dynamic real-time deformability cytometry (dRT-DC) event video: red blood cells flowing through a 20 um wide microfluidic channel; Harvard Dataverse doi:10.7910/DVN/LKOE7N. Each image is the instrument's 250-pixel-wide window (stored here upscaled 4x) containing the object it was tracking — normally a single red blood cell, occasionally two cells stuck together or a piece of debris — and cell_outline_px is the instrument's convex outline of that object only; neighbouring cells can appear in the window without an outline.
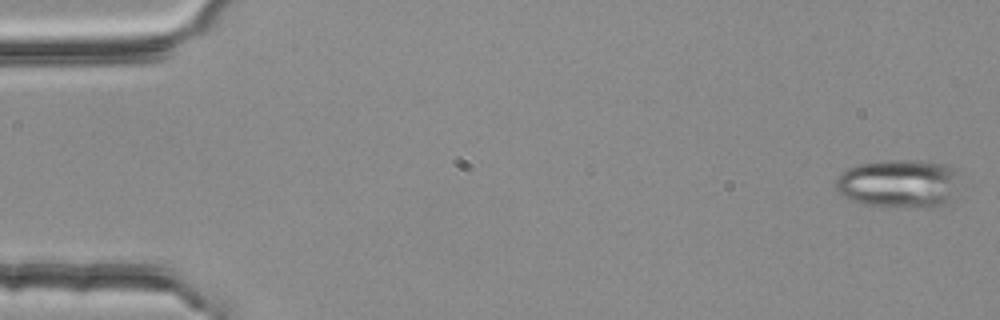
{"species": "common noctule bat (a hibernating species)", "species_latin": "Nyctalus noctula", "temperature_condition": "room temperature", "stored_images_in_passage": 3, "camera_frame_rate_fps": 3000, "um_per_image_px": 0.085, "animal": {"sex": "female", "body_mass_g": 25.1}, "frame": {"image": 1, "passage_image": 1, "time_ms": 0.0, "image_size_px": [1000, 320], "cell_outline_px": [[960, 172], [948, 204], [940, 208], [916, 208], [864, 204], [848, 200], [836, 188], [836, 176], [840, 172], [848, 168], [860, 164], [896, 160], [920, 160], [948, 164], [960, 168]], "centroid_in_image_um": [76.46, 15.61], "position_along_channel_um": 8.5, "area_um2": 35.55}}